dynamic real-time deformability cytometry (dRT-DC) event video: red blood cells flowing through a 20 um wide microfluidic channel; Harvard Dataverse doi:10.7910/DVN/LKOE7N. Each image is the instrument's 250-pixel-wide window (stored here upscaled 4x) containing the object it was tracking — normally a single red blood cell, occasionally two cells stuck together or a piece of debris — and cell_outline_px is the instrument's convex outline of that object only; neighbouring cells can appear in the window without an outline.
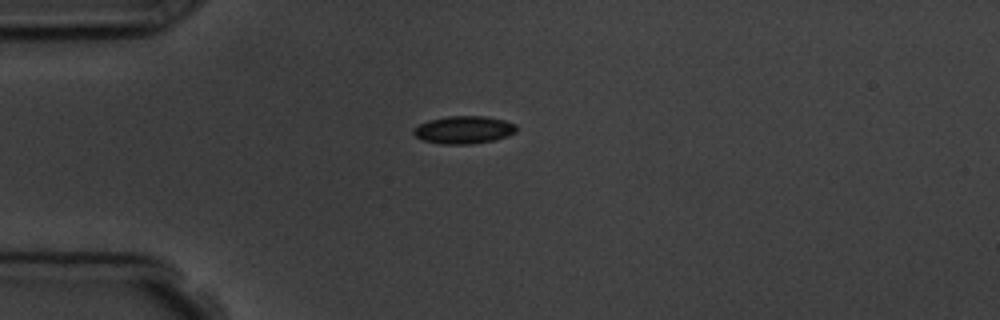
{"species": "common noctule bat (a hibernating species)", "species_latin": "Nyctalus noctula", "temperature_condition": "room temperature", "stored_images_in_passage": 2, "camera_frame_rate_fps": 3000, "um_per_image_px": 0.085, "animal": {"sex": "male", "body_mass_g": 19.5, "forearm_length_mm": 54.6}, "frame": {"image": 1, "passage_image": 1, "time_ms": 0.0, "image_size_px": [1000, 320], "cell_outline_px": [[516, 132], [508, 136], [492, 140], [468, 144], [440, 144], [424, 140], [416, 136], [412, 132], [412, 128], [428, 120], [448, 116], [484, 116], [504, 120], [516, 124]], "centroid_in_image_um": [39.41, 11.03], "position_along_channel_um": 45.6, "area_um2": 16.53}}